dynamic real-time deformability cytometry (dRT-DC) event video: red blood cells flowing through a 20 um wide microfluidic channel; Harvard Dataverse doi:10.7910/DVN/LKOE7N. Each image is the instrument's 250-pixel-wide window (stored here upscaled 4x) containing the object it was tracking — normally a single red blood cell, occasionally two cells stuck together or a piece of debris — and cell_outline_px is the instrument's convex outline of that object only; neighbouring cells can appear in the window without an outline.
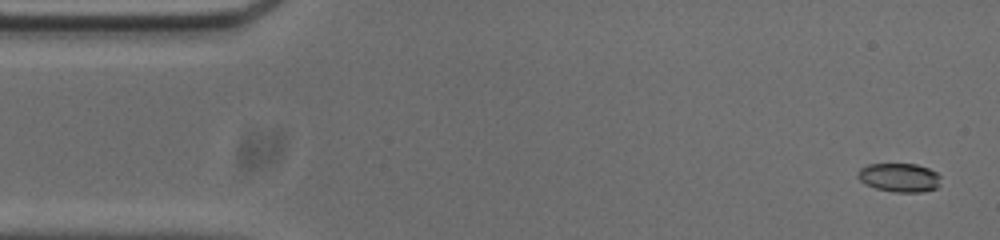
{"species": "common noctule bat (a hibernating species)", "species_latin": "Nyctalus noctula", "temperature_condition": "cold", "stored_images_in_passage": 54, "camera_frame_rate_fps": 3000, "um_per_image_px": 0.085, "animal": {"sex": "male", "body_mass_g": 20.0, "forearm_length_mm": 53.3}, "frame": {"image": 1, "passage_image": 2, "time_ms": 0.333, "image_size_px": [1000, 240], "cell_outline_px": [[940, 184], [936, 188], [924, 192], [892, 192], [876, 188], [864, 184], [856, 176], [860, 168], [868, 164], [916, 164], [928, 168], [936, 172], [940, 176]], "centroid_in_image_um": [76.44, 15.09], "position_along_channel_um": 8.6, "area_um2": 14.05}}
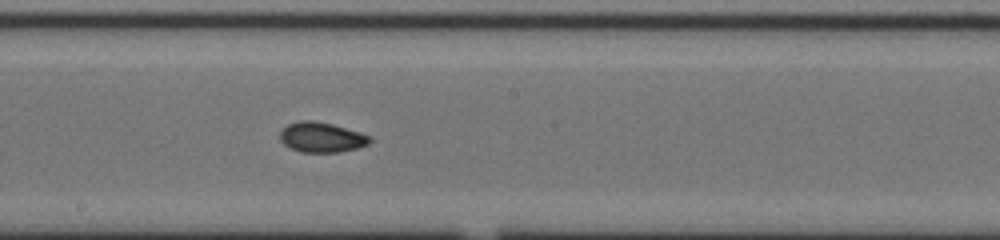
{"frame": {"image": 2, "passage_image": 28, "time_ms": 9.0, "image_size_px": [1000, 240], "cell_outline_px": [[372, 140], [368, 144], [356, 148], [340, 152], [300, 152], [288, 148], [280, 140], [280, 132], [288, 124], [300, 120], [312, 120], [332, 124], [360, 132], [372, 136]], "centroid_in_image_um": [27.33, 11.67], "position_along_channel_um": 220.9, "area_um2": 15.84}}
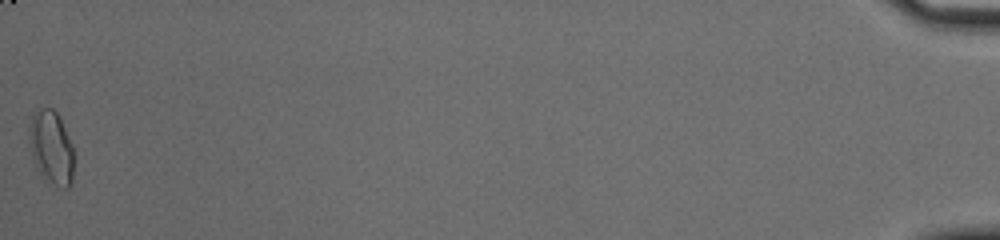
{"frame": {"image": 3, "passage_image": 54, "time_ms": 17.667, "image_size_px": [1000, 240], "cell_outline_px": [[76, 156], [72, 184], [68, 188], [60, 188], [40, 172], [32, 160], [28, 140], [28, 128], [36, 112], [40, 108], [52, 108], [56, 112], [72, 144]], "centroid_in_image_um": [4.39, 12.57], "position_along_channel_um": 430.8, "area_um2": 19.31}, "authors_computed_cell_mechanics": {"area_um2": 15.2014, "velocity_mm_per_s": 3.7073, "shape_relaxation_time_tau1_ms": 10.8258, "shape_relaxation_time_tau2_ms": 2.9027, "deformation_change_tau1": 0.2122, "deformation_change_tau2": 0.0633}}